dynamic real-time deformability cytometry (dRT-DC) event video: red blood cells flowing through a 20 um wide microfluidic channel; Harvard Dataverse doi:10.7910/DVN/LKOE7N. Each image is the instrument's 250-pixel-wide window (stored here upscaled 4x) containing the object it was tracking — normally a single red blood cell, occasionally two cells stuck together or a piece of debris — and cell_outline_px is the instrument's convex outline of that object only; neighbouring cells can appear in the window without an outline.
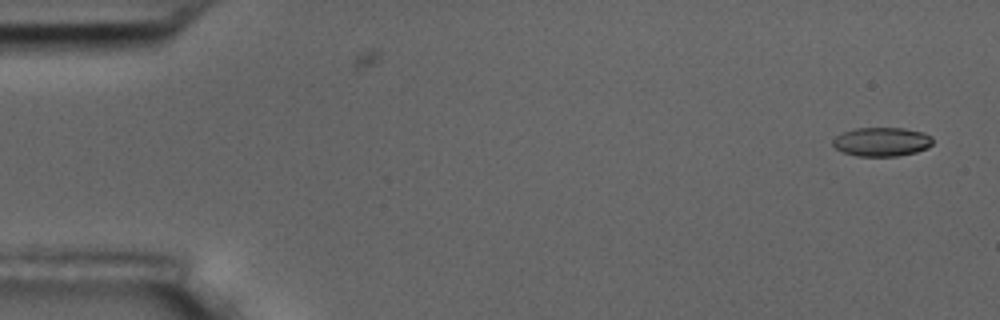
{"species": "common noctule bat (a hibernating species)", "species_latin": "Nyctalus noctula", "temperature_condition": "room temperature", "stored_images_in_passage": 2, "camera_frame_rate_fps": 3000, "um_per_image_px": 0.085, "animal": {"sex": "male", "body_mass_g": 17.5, "forearm_length_mm": 52.3}, "frame": {"image": 1, "passage_image": 2, "time_ms": 1.0, "image_size_px": [1000, 320], "cell_outline_px": [[932, 144], [928, 148], [916, 152], [896, 156], [856, 156], [844, 152], [836, 148], [832, 144], [832, 140], [836, 136], [844, 132], [856, 128], [904, 128], [924, 132], [932, 136]], "centroid_in_image_um": [74.97, 12.05], "position_along_channel_um": 10.0, "area_um2": 16.88}}